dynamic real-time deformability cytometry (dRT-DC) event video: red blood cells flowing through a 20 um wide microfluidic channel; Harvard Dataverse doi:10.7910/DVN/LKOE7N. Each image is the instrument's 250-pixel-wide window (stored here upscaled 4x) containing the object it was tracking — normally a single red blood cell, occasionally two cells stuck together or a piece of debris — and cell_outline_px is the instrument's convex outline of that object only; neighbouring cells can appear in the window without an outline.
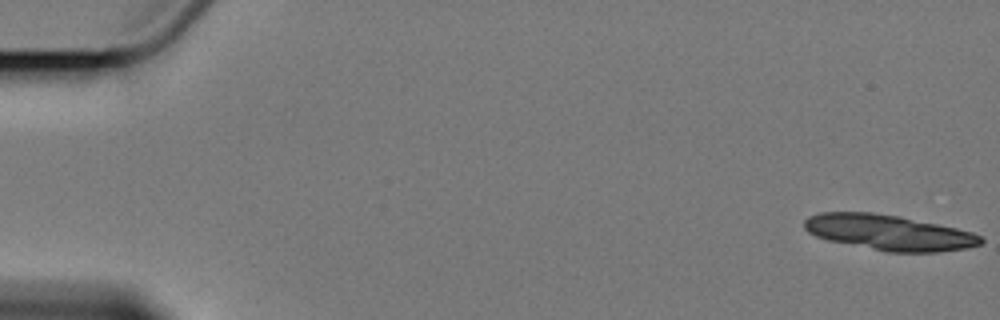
{"species": "Egyptian fruit bat (a non-hibernating species)", "species_latin": "Rousettus aegyptiacus", "temperature_condition": "cold", "stored_images_in_passage": 5, "camera_frame_rate_fps": 3000, "um_per_image_px": 0.085, "animal": {"sex": "female"}, "frame": {"image": 1, "passage_image": 1, "time_ms": 0.0, "image_size_px": [1000, 320], "cell_outline_px": [[984, 240], [980, 244], [968, 248], [940, 252], [884, 252], [828, 240], [816, 236], [808, 232], [804, 228], [804, 220], [808, 216], [820, 212], [872, 212], [900, 216], [956, 228], [972, 232], [980, 236]], "centroid_in_image_um": [75.54, 19.76], "position_along_channel_um": 9.5, "area_um2": 36.59}}